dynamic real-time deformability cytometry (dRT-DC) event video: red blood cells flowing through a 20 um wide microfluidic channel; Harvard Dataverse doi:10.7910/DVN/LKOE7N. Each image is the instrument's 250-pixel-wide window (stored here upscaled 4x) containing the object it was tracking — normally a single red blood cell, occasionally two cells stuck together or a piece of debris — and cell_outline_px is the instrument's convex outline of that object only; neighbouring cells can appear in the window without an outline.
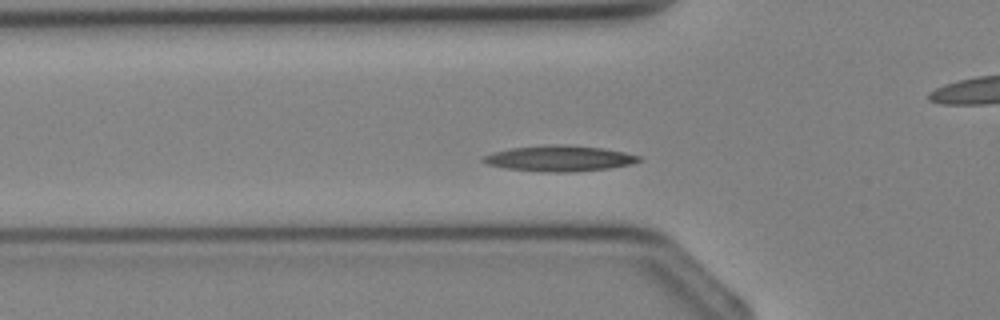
{"species": "Egyptian fruit bat (a non-hibernating species)", "species_latin": "Rousettus aegyptiacus", "temperature_condition": "cold", "stored_images_in_passage": 29, "camera_frame_rate_fps": 3000, "um_per_image_px": 0.085, "animal": {"sex": "female"}, "frame": {"image": 1, "passage_image": 3, "time_ms": 0.667, "image_size_px": [1000, 320], "cell_outline_px": [[644, 160], [632, 164], [608, 168], [572, 172], [548, 172], [504, 168], [488, 164], [480, 160], [484, 156], [496, 152], [512, 148], [548, 144], [568, 144], [604, 148], [624, 152], [640, 156]], "centroid_in_image_um": [47.6, 13.46], "position_along_channel_um": 78.2, "area_um2": 23.41}}
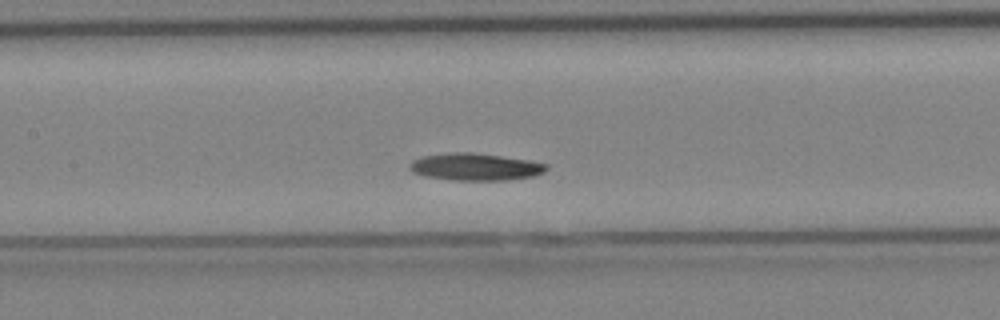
{"frame": {"image": 2, "passage_image": 8, "time_ms": 2.333, "image_size_px": [1000, 320], "cell_outline_px": [[548, 168], [544, 172], [532, 176], [508, 180], [452, 180], [424, 176], [412, 172], [408, 168], [408, 164], [412, 160], [424, 156], [456, 152], [472, 152], [528, 160], [548, 164]], "centroid_in_image_um": [40.37, 14.19], "position_along_channel_um": 167.0, "area_um2": 21.62}}
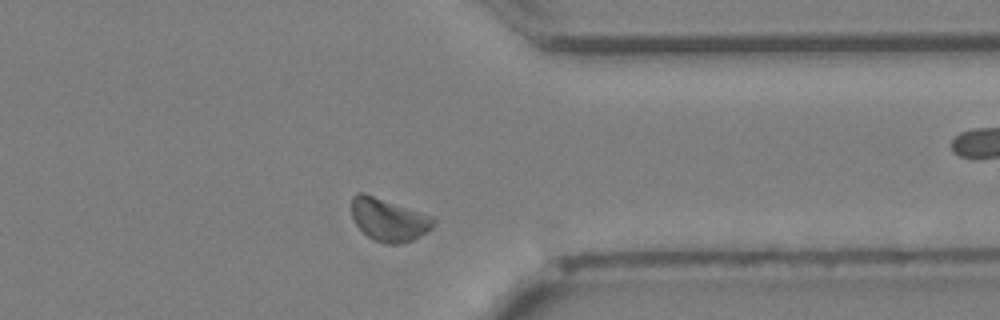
{"frame": {"image": 3, "passage_image": 20, "time_ms": 6.333, "image_size_px": [1000, 320], "cell_outline_px": [[436, 224], [432, 228], [420, 236], [412, 240], [400, 244], [388, 244], [376, 240], [368, 236], [356, 224], [352, 216], [352, 196], [360, 192], [364, 192], [432, 216], [436, 220]], "centroid_in_image_um": [33.06, 18.67], "position_along_channel_um": 378.3, "area_um2": 20.29}}